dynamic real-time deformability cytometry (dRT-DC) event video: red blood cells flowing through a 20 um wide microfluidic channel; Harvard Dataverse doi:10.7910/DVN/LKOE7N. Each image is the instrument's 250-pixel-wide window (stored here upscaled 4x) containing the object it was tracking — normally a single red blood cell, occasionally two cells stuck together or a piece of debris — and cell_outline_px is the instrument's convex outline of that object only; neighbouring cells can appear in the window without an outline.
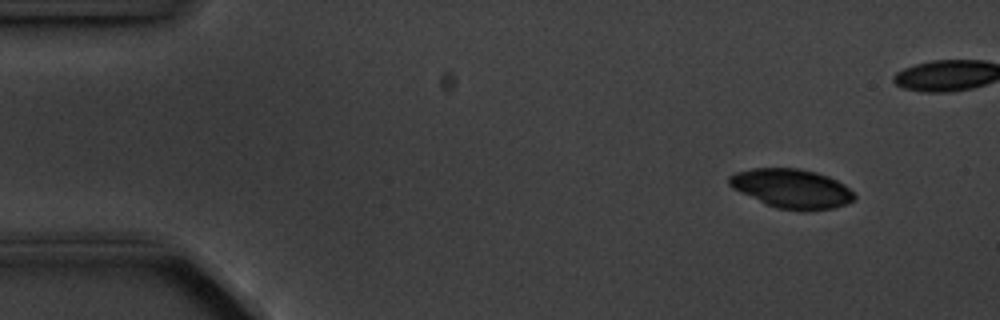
{"species": "common noctule bat (a hibernating species)", "species_latin": "Nyctalus noctula", "temperature_condition": "cold", "stored_images_in_passage": 5, "camera_frame_rate_fps": 3000, "um_per_image_px": 0.085, "animal": {"sex": "male", "body_mass_g": 20.1, "forearm_length_mm": 53.5}, "frame": {"image": 1, "passage_image": 2, "time_ms": 1.333, "image_size_px": [1000, 320], "cell_outline_px": [[856, 200], [832, 208], [804, 212], [776, 208], [764, 204], [732, 188], [728, 184], [728, 176], [736, 172], [752, 168], [800, 168], [816, 172], [828, 176], [844, 184], [856, 196]], "centroid_in_image_um": [67.28, 16.04], "position_along_channel_um": 17.7, "area_um2": 28.9}}